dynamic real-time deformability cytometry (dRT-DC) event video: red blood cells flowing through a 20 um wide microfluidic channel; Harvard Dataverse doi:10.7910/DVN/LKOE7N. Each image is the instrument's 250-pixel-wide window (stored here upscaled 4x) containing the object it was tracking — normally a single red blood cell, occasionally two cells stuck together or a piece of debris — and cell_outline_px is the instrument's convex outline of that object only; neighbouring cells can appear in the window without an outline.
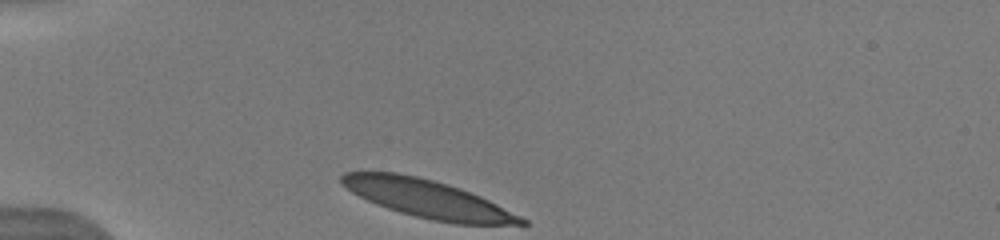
{"species": "human", "species_latin": "Homo sapiens", "temperature_condition": "warm", "stored_images_in_passage": 25, "camera_frame_rate_fps": 3000, "um_per_image_px": 0.085, "donor": {"sex": "male"}, "frame": {"image": 1, "passage_image": 1, "time_ms": 0.0, "image_size_px": [1000, 240], "cell_outline_px": [[528, 224], [456, 224], [432, 220], [400, 212], [376, 204], [352, 192], [340, 184], [340, 176], [344, 172], [396, 172], [416, 176], [432, 180], [480, 196], [528, 220]], "centroid_in_image_um": [36.3, 16.9], "position_along_channel_um": 48.7, "area_um2": 38.96}}
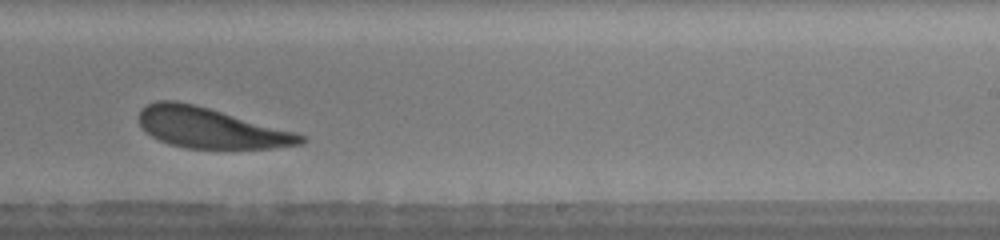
{"frame": {"image": 2, "passage_image": 15, "time_ms": 6.333, "image_size_px": [1000, 240], "cell_outline_px": [[308, 140], [304, 144], [272, 148], [184, 148], [168, 144], [152, 136], [140, 124], [140, 108], [156, 100], [176, 100], [208, 108], [296, 132], [304, 136]], "centroid_in_image_um": [17.92, 10.88], "position_along_channel_um": 271.1, "area_um2": 37.74}, "authors_computed_cell_mechanics": {"area_um2": 39.304, "velocity_mm_per_s": 4.0068, "shape_relaxation_time_tau1_ms": 1.6004, "shape_relaxation_time_tau2_ms": 3.6146, "deformation_change_tau1": 0.1198, "deformation_change_tau2": 0.1239}}